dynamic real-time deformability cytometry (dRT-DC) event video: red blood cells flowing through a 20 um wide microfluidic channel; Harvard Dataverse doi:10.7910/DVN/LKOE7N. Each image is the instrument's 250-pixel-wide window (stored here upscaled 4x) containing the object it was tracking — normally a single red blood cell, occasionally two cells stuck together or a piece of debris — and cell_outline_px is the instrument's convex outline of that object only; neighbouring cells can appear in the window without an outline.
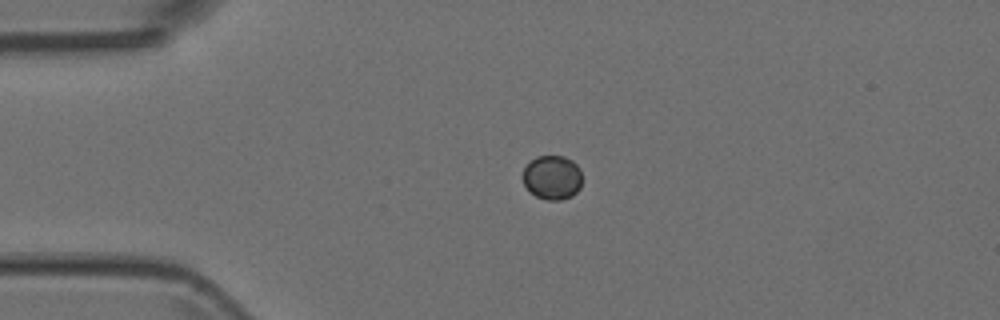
{"species": "Egyptian fruit bat (a non-hibernating species)", "species_latin": "Rousettus aegyptiacus", "temperature_condition": "room temperature", "stored_images_in_passage": 4, "camera_frame_rate_fps": 3000, "um_per_image_px": 0.085, "animal": {"sex": "female"}, "frame": {"image": 1, "passage_image": 3, "time_ms": 0.667, "image_size_px": [1000, 320], "cell_outline_px": [[580, 188], [572, 196], [560, 200], [548, 200], [536, 196], [524, 184], [524, 168], [536, 156], [564, 156], [572, 160], [580, 168]], "centroid_in_image_um": [46.96, 15.08], "position_along_channel_um": 38.0, "area_um2": 15.03}}